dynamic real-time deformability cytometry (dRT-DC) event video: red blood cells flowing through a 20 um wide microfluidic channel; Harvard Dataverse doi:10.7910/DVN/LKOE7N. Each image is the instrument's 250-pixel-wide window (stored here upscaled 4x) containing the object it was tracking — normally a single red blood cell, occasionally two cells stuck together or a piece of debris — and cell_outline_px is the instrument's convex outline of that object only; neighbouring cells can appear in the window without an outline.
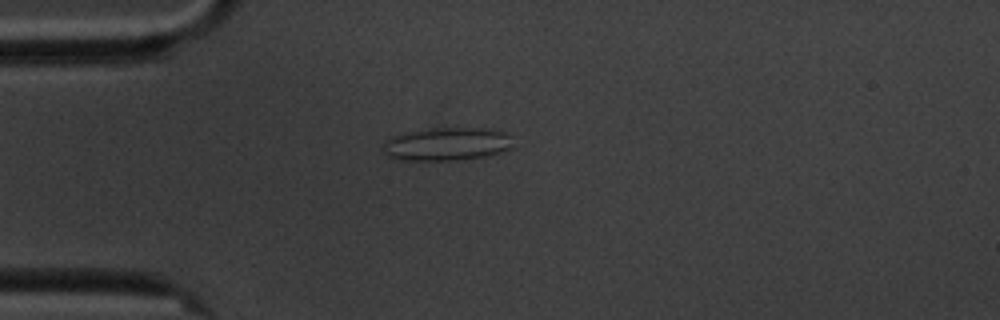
{"species": "common noctule bat (a hibernating species)", "species_latin": "Nyctalus noctula", "temperature_condition": "cold", "stored_images_in_passage": 2, "camera_frame_rate_fps": 3000, "um_per_image_px": 0.085, "animal": {"sex": "male", "body_mass_g": 20.1, "forearm_length_mm": 53.5}, "frame": {"image": 1, "passage_image": 1, "time_ms": 0.0, "image_size_px": [1000, 320], "cell_outline_px": [[512, 148], [500, 152], [484, 156], [456, 160], [400, 160], [388, 156], [384, 152], [384, 140], [392, 136], [412, 132], [440, 128], [488, 128], [508, 132], [512, 136]], "centroid_in_image_um": [38.04, 12.24], "position_along_channel_um": 47.0, "area_um2": 24.97}}